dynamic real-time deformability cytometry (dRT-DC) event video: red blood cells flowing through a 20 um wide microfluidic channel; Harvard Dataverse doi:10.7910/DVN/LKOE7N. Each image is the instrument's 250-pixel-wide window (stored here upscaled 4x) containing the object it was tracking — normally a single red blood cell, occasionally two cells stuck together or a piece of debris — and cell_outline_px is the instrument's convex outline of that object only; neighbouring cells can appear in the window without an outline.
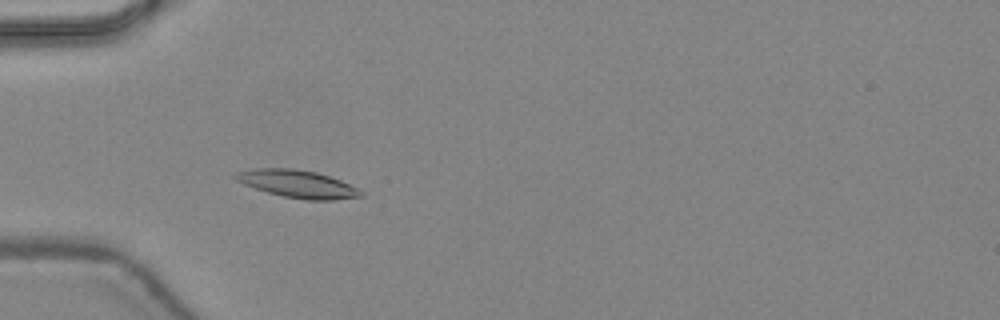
{"species": "common noctule bat (a hibernating species)", "species_latin": "Nyctalus noctula", "temperature_condition": "warm", "stored_images_in_passage": 39, "camera_frame_rate_fps": 3000, "um_per_image_px": 0.085, "animal": {"sex": "female", "body_mass_g": 24.6, "forearm_length_mm": 56.2}, "frame": {"image": 1, "passage_image": 7, "time_ms": 2.0, "image_size_px": [1000, 320], "cell_outline_px": [[364, 196], [332, 200], [304, 200], [284, 196], [268, 192], [244, 184], [236, 180], [232, 176], [236, 172], [252, 168], [292, 168], [316, 172], [340, 180], [364, 192]], "centroid_in_image_um": [25.28, 15.63], "position_along_channel_um": 59.7, "area_um2": 20.06}}
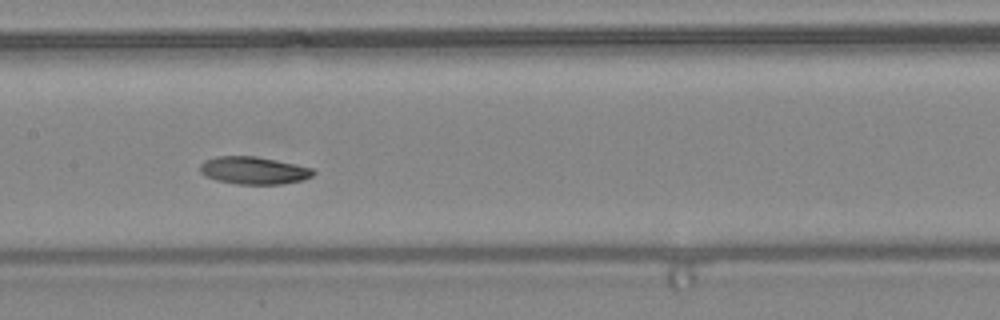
{"frame": {"image": 2, "passage_image": 16, "time_ms": 5.0, "image_size_px": [1000, 320], "cell_outline_px": [[316, 172], [312, 176], [304, 180], [280, 184], [236, 184], [216, 180], [204, 176], [200, 172], [200, 164], [204, 160], [216, 156], [256, 156], [296, 164], [312, 168]], "centroid_in_image_um": [21.55, 14.49], "position_along_channel_um": 185.8, "area_um2": 18.32}}
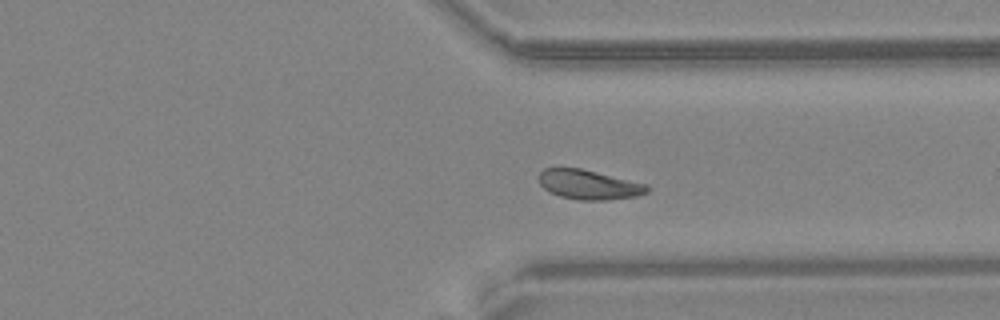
{"frame": {"image": 3, "passage_image": 28, "time_ms": 9.0, "image_size_px": [1000, 320], "cell_outline_px": [[648, 192], [636, 196], [604, 200], [580, 200], [560, 196], [548, 192], [540, 184], [540, 172], [544, 168], [580, 168], [648, 184]], "centroid_in_image_um": [50.05, 15.69], "position_along_channel_um": 361.4, "area_um2": 18.5}, "authors_computed_cell_mechanics": {"area_um2": 18.6116, "velocity_mm_per_s": 4.4011, "shape_relaxation_time_tau1_ms": 3.3971, "shape_relaxation_time_tau2_ms": null, "deformation_change_tau1": 0.1008, "deformation_change_tau2": null}}